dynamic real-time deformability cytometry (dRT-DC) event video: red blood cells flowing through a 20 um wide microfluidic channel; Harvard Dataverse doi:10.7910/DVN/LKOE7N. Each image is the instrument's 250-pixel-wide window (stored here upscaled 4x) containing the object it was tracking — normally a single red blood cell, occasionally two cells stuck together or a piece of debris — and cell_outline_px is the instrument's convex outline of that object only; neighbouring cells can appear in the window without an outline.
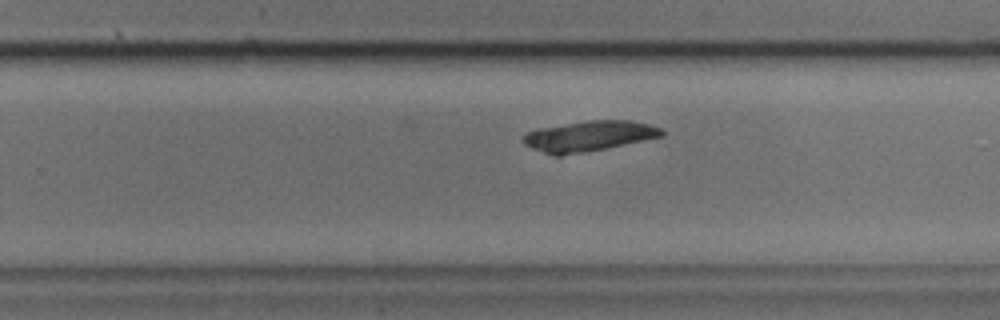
{"species": "common noctule bat (a hibernating species)", "species_latin": "Nyctalus noctula", "temperature_condition": "cold", "stored_images_in_passage": 31, "camera_frame_rate_fps": 3000, "um_per_image_px": 0.085, "animal": {"sex": "male", "body_mass_g": 17.9, "forearm_length_mm": 54.2}, "frame": {"image": 1, "passage_image": 14, "time_ms": 4.333, "image_size_px": [1000, 320], "cell_outline_px": [[664, 136], [584, 152], [560, 156], [552, 156], [532, 148], [524, 144], [520, 140], [528, 132], [536, 128], [588, 120], [628, 120], [648, 124], [660, 128], [664, 132]], "centroid_in_image_um": [50.0, 11.56], "position_along_channel_um": 279.8, "area_um2": 24.51}}
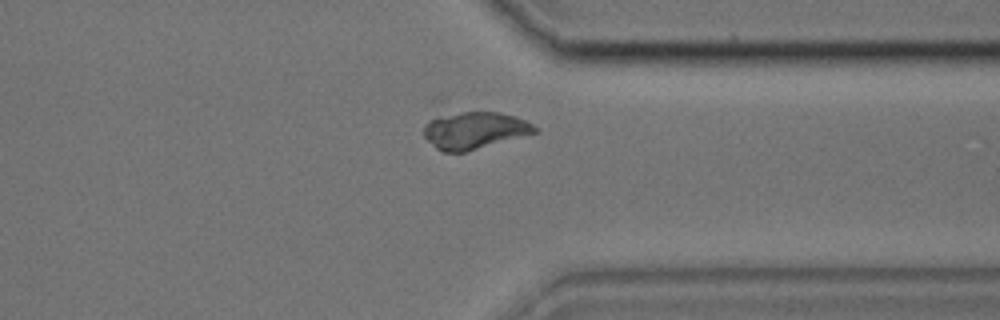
{"frame": {"image": 2, "passage_image": 20, "time_ms": 6.333, "image_size_px": [1000, 320], "cell_outline_px": [[536, 132], [464, 152], [444, 152], [436, 148], [424, 136], [424, 124], [428, 120], [436, 116], [460, 112], [500, 112], [516, 116], [532, 124], [536, 128]], "centroid_in_image_um": [40.28, 11.06], "position_along_channel_um": 371.1, "area_um2": 23.64}}
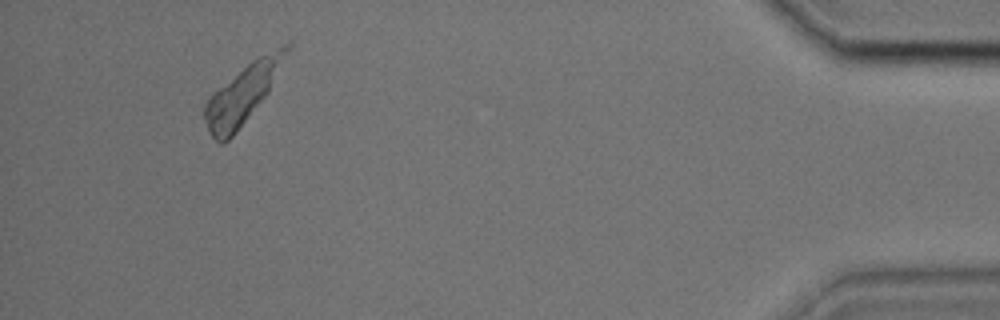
{"frame": {"image": 3, "passage_image": 27, "time_ms": 8.667, "image_size_px": [1000, 320], "cell_outline_px": [[292, 48], [268, 92], [236, 132], [224, 144], [220, 144], [208, 132], [204, 116], [204, 104], [212, 92], [252, 60], [284, 44], [292, 44]], "centroid_in_image_um": [20.61, 7.98], "position_along_channel_um": 414.6, "area_um2": 27.51}}